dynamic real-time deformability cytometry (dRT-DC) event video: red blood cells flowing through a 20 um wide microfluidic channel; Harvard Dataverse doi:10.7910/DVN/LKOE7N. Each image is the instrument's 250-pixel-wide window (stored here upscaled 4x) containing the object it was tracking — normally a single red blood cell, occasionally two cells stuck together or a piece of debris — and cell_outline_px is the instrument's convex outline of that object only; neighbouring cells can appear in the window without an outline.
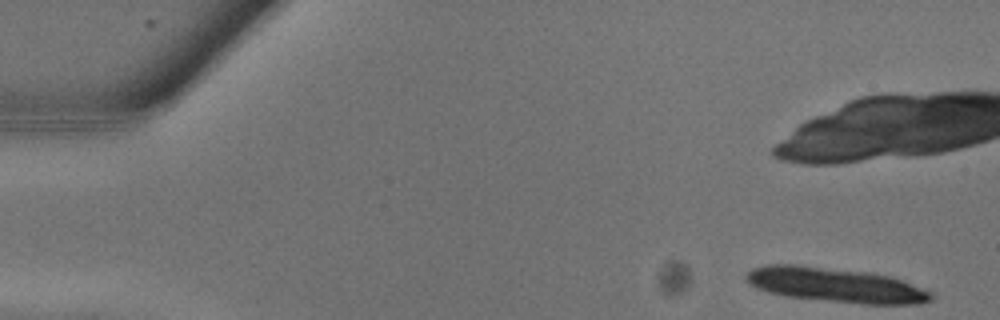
{"species": "common noctule bat (a hibernating species)", "species_latin": "Nyctalus noctula", "temperature_condition": "warm", "stored_images_in_passage": 9, "camera_frame_rate_fps": 3000, "um_per_image_px": 0.085, "animal": {"sex": "male", "body_mass_g": 13.3}, "frame": {"image": 1, "passage_image": 1, "time_ms": 0.0, "image_size_px": [1000, 320], "cell_outline_px": [[932, 300], [920, 304], [864, 304], [784, 296], [768, 292], [756, 288], [748, 284], [744, 276], [752, 268], [764, 264], [792, 264], [864, 272], [888, 276], [900, 280], [932, 292]], "centroid_in_image_um": [70.95, 24.23], "position_along_channel_um": 14.0, "area_um2": 36.99}}